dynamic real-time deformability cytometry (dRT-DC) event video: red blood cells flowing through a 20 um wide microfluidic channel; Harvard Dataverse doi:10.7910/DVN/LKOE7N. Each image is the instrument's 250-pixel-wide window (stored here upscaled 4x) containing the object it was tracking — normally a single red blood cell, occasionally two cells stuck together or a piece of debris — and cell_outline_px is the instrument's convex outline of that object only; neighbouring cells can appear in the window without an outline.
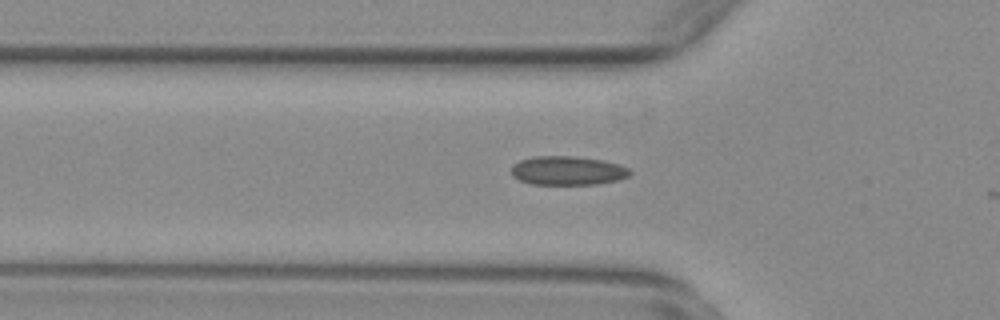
{"species": "common noctule bat (a hibernating species)", "species_latin": "Nyctalus noctula", "temperature_condition": "warm", "stored_images_in_passage": 9, "camera_frame_rate_fps": 3000, "um_per_image_px": 0.085, "animal": {"sex": "female", "body_mass_g": 29.2, "forearm_length_mm": 56.3}, "frame": {"image": 1, "passage_image": 3, "time_ms": 0.667, "image_size_px": [1000, 320], "cell_outline_px": [[632, 172], [628, 176], [620, 180], [596, 184], [532, 184], [520, 180], [512, 176], [512, 164], [520, 160], [536, 156], [572, 156], [604, 160], [620, 164], [628, 168]], "centroid_in_image_um": [48.27, 14.5], "position_along_channel_um": 77.5, "area_um2": 20.06}}
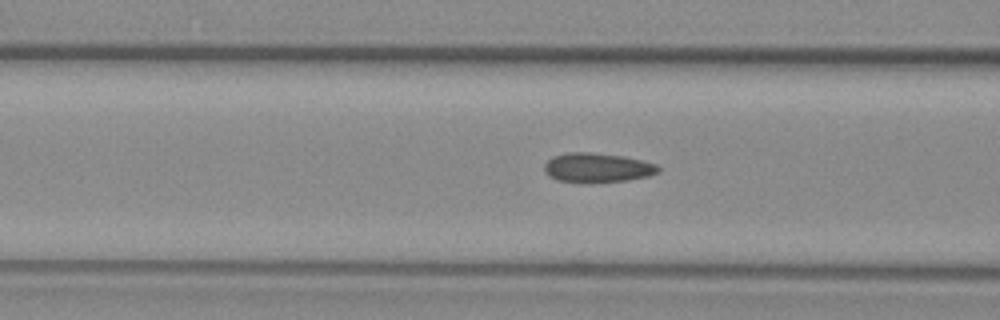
{"frame": {"image": 2, "passage_image": 6, "time_ms": 1.667, "image_size_px": [1000, 320], "cell_outline_px": [[660, 172], [648, 176], [628, 180], [592, 184], [588, 184], [556, 180], [548, 176], [544, 172], [544, 164], [552, 156], [568, 152], [592, 152], [624, 156], [656, 164], [660, 168]], "centroid_in_image_um": [50.74, 14.27], "position_along_channel_um": 115.9, "area_um2": 20.06}}